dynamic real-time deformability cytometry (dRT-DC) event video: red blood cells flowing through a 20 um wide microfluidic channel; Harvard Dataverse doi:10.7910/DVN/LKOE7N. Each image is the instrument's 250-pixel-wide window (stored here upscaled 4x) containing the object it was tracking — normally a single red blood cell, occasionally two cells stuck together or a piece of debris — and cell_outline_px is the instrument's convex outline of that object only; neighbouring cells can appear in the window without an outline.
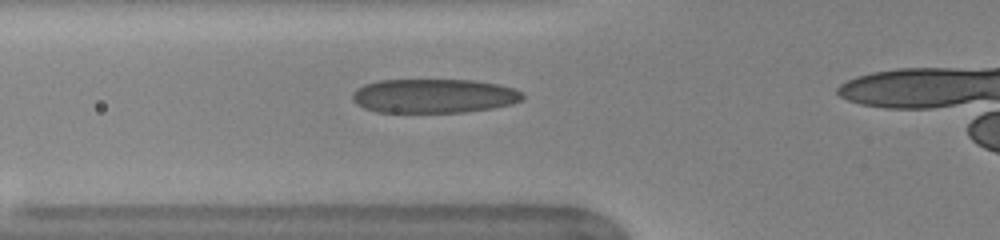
{"species": "human", "species_latin": "Homo sapiens", "temperature_condition": "warm", "stored_images_in_passage": 38, "camera_frame_rate_fps": 3000, "um_per_image_px": 0.085, "donor": {"sex": "female"}, "frame": {"image": 1, "passage_image": 12, "time_ms": 3.667, "image_size_px": [1000, 240], "cell_outline_px": [[524, 100], [512, 104], [492, 108], [464, 112], [376, 112], [364, 108], [356, 104], [352, 100], [352, 92], [364, 84], [380, 80], [472, 80], [496, 84], [512, 88], [520, 92], [524, 96]], "centroid_in_image_um": [36.85, 8.16], "position_along_channel_um": 89.0, "area_um2": 33.87}, "authors_computed_cell_mechanics": {"area_um2": 33.8997, "velocity_mm_per_s": 4.0155, "shape_relaxation_time_tau1_ms": 4.5315, "shape_relaxation_time_tau2_ms": 0.6152, "deformation_change_tau1": 0.2124, "deformation_change_tau2": 0.0848}}